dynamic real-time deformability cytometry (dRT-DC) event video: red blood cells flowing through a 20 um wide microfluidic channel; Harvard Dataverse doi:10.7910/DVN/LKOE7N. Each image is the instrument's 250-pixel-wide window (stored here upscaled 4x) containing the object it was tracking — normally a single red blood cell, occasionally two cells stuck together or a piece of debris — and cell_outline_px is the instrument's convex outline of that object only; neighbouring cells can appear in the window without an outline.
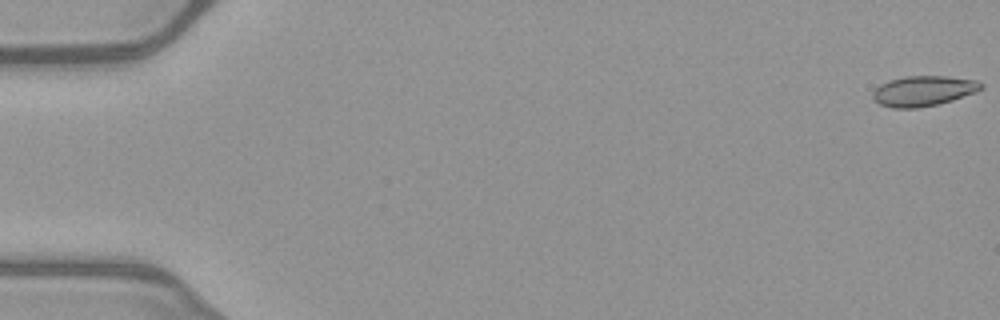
{"species": "common noctule bat (a hibernating species)", "species_latin": "Nyctalus noctula", "temperature_condition": "warm", "stored_images_in_passage": 52, "camera_frame_rate_fps": 3000, "um_per_image_px": 0.085, "animal": {"sex": "female", "body_mass_g": 21.9}, "frame": {"image": 1, "passage_image": 1, "time_ms": 0.0, "image_size_px": [1000, 320], "cell_outline_px": [[984, 88], [976, 92], [940, 104], [916, 108], [892, 108], [880, 104], [872, 96], [872, 92], [880, 84], [888, 80], [904, 76], [948, 76], [976, 80], [984, 84]], "centroid_in_image_um": [78.5, 7.72], "position_along_channel_um": 6.5, "area_um2": 19.25}}
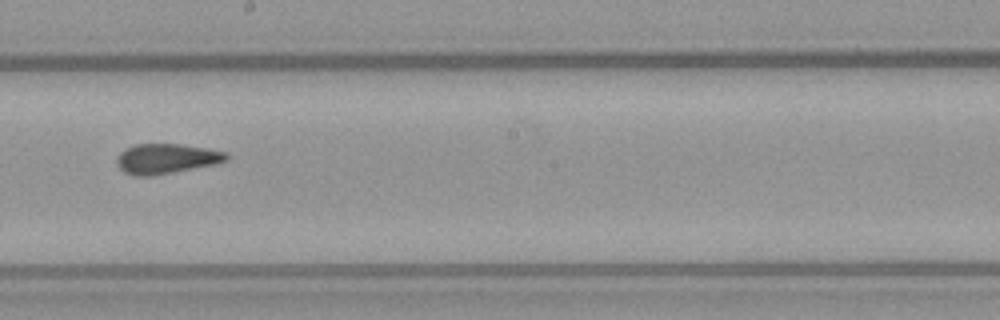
{"frame": {"image": 2, "passage_image": 30, "time_ms": 9.667, "image_size_px": [1000, 320], "cell_outline_px": [[228, 160], [216, 164], [152, 176], [132, 176], [124, 172], [116, 164], [116, 156], [120, 152], [136, 144], [180, 144], [228, 152]], "centroid_in_image_um": [14.12, 13.5], "position_along_channel_um": 234.1, "area_um2": 19.19}}
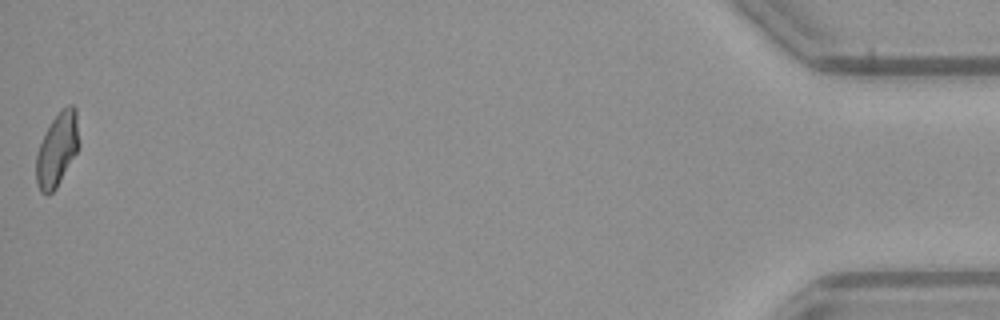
{"frame": {"image": 3, "passage_image": 52, "time_ms": 17.0, "image_size_px": [1000, 320], "cell_outline_px": [[76, 152], [56, 188], [48, 196], [40, 192], [36, 180], [36, 156], [44, 132], [52, 120], [68, 104], [72, 104], [76, 108]], "centroid_in_image_um": [4.8, 12.75], "position_along_channel_um": 430.4, "area_um2": 17.63}, "authors_computed_cell_mechanics": {"area_um2": 19.1318, "velocity_mm_per_s": 4.0305, "shape_relaxation_time_tau1_ms": null, "shape_relaxation_time_tau2_ms": 1.3526, "deformation_change_tau1": null, "deformation_change_tau2": 0.0463}}